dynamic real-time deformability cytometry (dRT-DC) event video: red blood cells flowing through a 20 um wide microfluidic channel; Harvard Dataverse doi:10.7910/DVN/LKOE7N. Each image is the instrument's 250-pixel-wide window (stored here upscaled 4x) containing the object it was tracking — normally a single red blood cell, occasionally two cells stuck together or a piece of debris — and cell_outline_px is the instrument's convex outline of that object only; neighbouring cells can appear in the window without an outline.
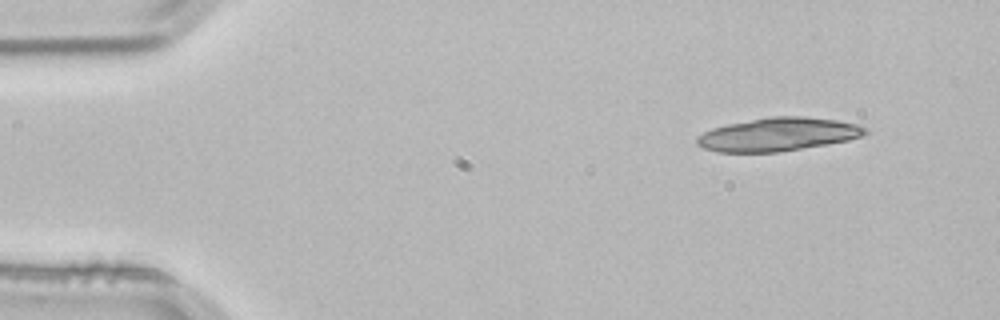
{"species": "common noctule bat (a hibernating species)", "species_latin": "Nyctalus noctula", "temperature_condition": "room temperature", "stored_images_in_passage": 3, "camera_frame_rate_fps": 3000, "um_per_image_px": 0.085, "animal": {"sex": "male", "body_mass_g": 21.5, "forearm_length_mm": 52.0}, "frame": {"image": 1, "passage_image": 1, "time_ms": 0.0, "image_size_px": [1000, 320], "cell_outline_px": [[868, 132], [860, 136], [848, 140], [776, 152], [716, 152], [704, 148], [696, 144], [696, 136], [712, 128], [728, 124], [772, 116], [804, 116], [836, 120], [856, 124], [868, 128]], "centroid_in_image_um": [66.1, 11.42], "position_along_channel_um": 18.9, "area_um2": 32.37}}